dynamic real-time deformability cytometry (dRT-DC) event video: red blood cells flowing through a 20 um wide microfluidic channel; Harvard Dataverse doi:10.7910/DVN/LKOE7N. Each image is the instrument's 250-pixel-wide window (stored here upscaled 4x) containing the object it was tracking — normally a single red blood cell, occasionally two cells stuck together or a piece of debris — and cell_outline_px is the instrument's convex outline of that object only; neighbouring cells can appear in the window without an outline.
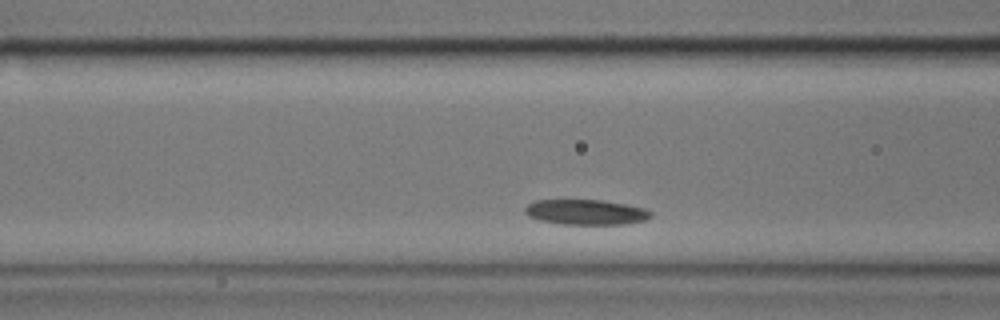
{"species": "common noctule bat (a hibernating species)", "species_latin": "Nyctalus noctula", "temperature_condition": "cold", "stored_images_in_passage": 20, "camera_frame_rate_fps": 3000, "um_per_image_px": 0.085, "animal": {"sex": "male", "body_mass_g": 17.9}, "frame": {"image": 1, "passage_image": 11, "time_ms": 3.333, "image_size_px": [1000, 320], "cell_outline_px": [[652, 216], [644, 220], [624, 224], [560, 224], [540, 220], [528, 216], [524, 212], [524, 208], [528, 204], [536, 200], [600, 200], [624, 204], [644, 208], [652, 212]], "centroid_in_image_um": [49.77, 18.03], "position_along_channel_um": 116.8, "area_um2": 18.38}}